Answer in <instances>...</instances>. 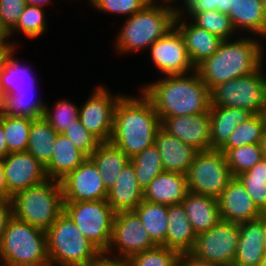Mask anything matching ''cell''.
I'll return each instance as SVG.
<instances>
[{
  "mask_svg": "<svg viewBox=\"0 0 266 266\" xmlns=\"http://www.w3.org/2000/svg\"><path fill=\"white\" fill-rule=\"evenodd\" d=\"M138 89L150 100L160 121L167 117L204 114L211 108L210 89L196 70L184 75L157 77L140 84Z\"/></svg>",
  "mask_w": 266,
  "mask_h": 266,
  "instance_id": "1",
  "label": "cell"
},
{
  "mask_svg": "<svg viewBox=\"0 0 266 266\" xmlns=\"http://www.w3.org/2000/svg\"><path fill=\"white\" fill-rule=\"evenodd\" d=\"M124 92L114 109L113 133L110 142L132 158L154 145L160 119L150 100L141 92Z\"/></svg>",
  "mask_w": 266,
  "mask_h": 266,
  "instance_id": "2",
  "label": "cell"
},
{
  "mask_svg": "<svg viewBox=\"0 0 266 266\" xmlns=\"http://www.w3.org/2000/svg\"><path fill=\"white\" fill-rule=\"evenodd\" d=\"M264 44L263 39L246 35L222 40L218 50L195 70L210 90L220 83L251 75L265 63Z\"/></svg>",
  "mask_w": 266,
  "mask_h": 266,
  "instance_id": "3",
  "label": "cell"
},
{
  "mask_svg": "<svg viewBox=\"0 0 266 266\" xmlns=\"http://www.w3.org/2000/svg\"><path fill=\"white\" fill-rule=\"evenodd\" d=\"M177 12L178 4L173 1H151L139 12L123 20L118 34L114 35L112 52L119 56L146 52L174 27Z\"/></svg>",
  "mask_w": 266,
  "mask_h": 266,
  "instance_id": "4",
  "label": "cell"
},
{
  "mask_svg": "<svg viewBox=\"0 0 266 266\" xmlns=\"http://www.w3.org/2000/svg\"><path fill=\"white\" fill-rule=\"evenodd\" d=\"M0 266H50L46 231L13 216L1 239Z\"/></svg>",
  "mask_w": 266,
  "mask_h": 266,
  "instance_id": "5",
  "label": "cell"
},
{
  "mask_svg": "<svg viewBox=\"0 0 266 266\" xmlns=\"http://www.w3.org/2000/svg\"><path fill=\"white\" fill-rule=\"evenodd\" d=\"M13 216L47 231L63 213L61 183L47 179L12 196Z\"/></svg>",
  "mask_w": 266,
  "mask_h": 266,
  "instance_id": "6",
  "label": "cell"
},
{
  "mask_svg": "<svg viewBox=\"0 0 266 266\" xmlns=\"http://www.w3.org/2000/svg\"><path fill=\"white\" fill-rule=\"evenodd\" d=\"M46 235L50 266H86L102 255L64 212Z\"/></svg>",
  "mask_w": 266,
  "mask_h": 266,
  "instance_id": "7",
  "label": "cell"
},
{
  "mask_svg": "<svg viewBox=\"0 0 266 266\" xmlns=\"http://www.w3.org/2000/svg\"><path fill=\"white\" fill-rule=\"evenodd\" d=\"M266 61V54H265ZM266 62L254 73L220 83L210 90L211 107L245 109L263 113L266 106Z\"/></svg>",
  "mask_w": 266,
  "mask_h": 266,
  "instance_id": "8",
  "label": "cell"
},
{
  "mask_svg": "<svg viewBox=\"0 0 266 266\" xmlns=\"http://www.w3.org/2000/svg\"><path fill=\"white\" fill-rule=\"evenodd\" d=\"M63 212L102 254L106 253L116 214L107 200L64 202Z\"/></svg>",
  "mask_w": 266,
  "mask_h": 266,
  "instance_id": "9",
  "label": "cell"
},
{
  "mask_svg": "<svg viewBox=\"0 0 266 266\" xmlns=\"http://www.w3.org/2000/svg\"><path fill=\"white\" fill-rule=\"evenodd\" d=\"M233 178L221 150L198 151L186 173L189 192L218 199Z\"/></svg>",
  "mask_w": 266,
  "mask_h": 266,
  "instance_id": "10",
  "label": "cell"
},
{
  "mask_svg": "<svg viewBox=\"0 0 266 266\" xmlns=\"http://www.w3.org/2000/svg\"><path fill=\"white\" fill-rule=\"evenodd\" d=\"M123 94H115L102 83L94 85L88 98L79 104L81 124L100 142H110L113 133L114 109Z\"/></svg>",
  "mask_w": 266,
  "mask_h": 266,
  "instance_id": "11",
  "label": "cell"
},
{
  "mask_svg": "<svg viewBox=\"0 0 266 266\" xmlns=\"http://www.w3.org/2000/svg\"><path fill=\"white\" fill-rule=\"evenodd\" d=\"M157 244L142 225L135 211H122L115 214L112 239L105 256L127 261L131 256L151 249Z\"/></svg>",
  "mask_w": 266,
  "mask_h": 266,
  "instance_id": "12",
  "label": "cell"
},
{
  "mask_svg": "<svg viewBox=\"0 0 266 266\" xmlns=\"http://www.w3.org/2000/svg\"><path fill=\"white\" fill-rule=\"evenodd\" d=\"M239 224L220 220L208 231L197 235L191 253L218 266H232L238 248Z\"/></svg>",
  "mask_w": 266,
  "mask_h": 266,
  "instance_id": "13",
  "label": "cell"
},
{
  "mask_svg": "<svg viewBox=\"0 0 266 266\" xmlns=\"http://www.w3.org/2000/svg\"><path fill=\"white\" fill-rule=\"evenodd\" d=\"M147 52L153 68L160 72L159 77L184 75L195 70L188 57L184 39L175 26L155 41Z\"/></svg>",
  "mask_w": 266,
  "mask_h": 266,
  "instance_id": "14",
  "label": "cell"
},
{
  "mask_svg": "<svg viewBox=\"0 0 266 266\" xmlns=\"http://www.w3.org/2000/svg\"><path fill=\"white\" fill-rule=\"evenodd\" d=\"M60 183L64 202L107 200L108 190L90 157H87Z\"/></svg>",
  "mask_w": 266,
  "mask_h": 266,
  "instance_id": "15",
  "label": "cell"
},
{
  "mask_svg": "<svg viewBox=\"0 0 266 266\" xmlns=\"http://www.w3.org/2000/svg\"><path fill=\"white\" fill-rule=\"evenodd\" d=\"M1 160L3 161L9 200L16 193L41 184L48 179L45 166L27 151L9 153Z\"/></svg>",
  "mask_w": 266,
  "mask_h": 266,
  "instance_id": "16",
  "label": "cell"
},
{
  "mask_svg": "<svg viewBox=\"0 0 266 266\" xmlns=\"http://www.w3.org/2000/svg\"><path fill=\"white\" fill-rule=\"evenodd\" d=\"M160 127L177 137L183 143L198 151L211 149V122L209 112L204 114L167 117L160 121Z\"/></svg>",
  "mask_w": 266,
  "mask_h": 266,
  "instance_id": "17",
  "label": "cell"
},
{
  "mask_svg": "<svg viewBox=\"0 0 266 266\" xmlns=\"http://www.w3.org/2000/svg\"><path fill=\"white\" fill-rule=\"evenodd\" d=\"M221 220L242 223L259 218L262 213L254 205L244 185L233 177L218 198Z\"/></svg>",
  "mask_w": 266,
  "mask_h": 266,
  "instance_id": "18",
  "label": "cell"
},
{
  "mask_svg": "<svg viewBox=\"0 0 266 266\" xmlns=\"http://www.w3.org/2000/svg\"><path fill=\"white\" fill-rule=\"evenodd\" d=\"M174 26L184 39L188 57L194 68L211 57L222 42L221 38L197 27L180 12H177Z\"/></svg>",
  "mask_w": 266,
  "mask_h": 266,
  "instance_id": "19",
  "label": "cell"
},
{
  "mask_svg": "<svg viewBox=\"0 0 266 266\" xmlns=\"http://www.w3.org/2000/svg\"><path fill=\"white\" fill-rule=\"evenodd\" d=\"M154 145L161 156L164 171L186 175L198 150L170 135L161 127L158 129Z\"/></svg>",
  "mask_w": 266,
  "mask_h": 266,
  "instance_id": "20",
  "label": "cell"
},
{
  "mask_svg": "<svg viewBox=\"0 0 266 266\" xmlns=\"http://www.w3.org/2000/svg\"><path fill=\"white\" fill-rule=\"evenodd\" d=\"M229 17L238 35L266 40V21L262 0H231Z\"/></svg>",
  "mask_w": 266,
  "mask_h": 266,
  "instance_id": "21",
  "label": "cell"
},
{
  "mask_svg": "<svg viewBox=\"0 0 266 266\" xmlns=\"http://www.w3.org/2000/svg\"><path fill=\"white\" fill-rule=\"evenodd\" d=\"M238 248L232 266H261L265 256L263 249V214L239 224Z\"/></svg>",
  "mask_w": 266,
  "mask_h": 266,
  "instance_id": "22",
  "label": "cell"
},
{
  "mask_svg": "<svg viewBox=\"0 0 266 266\" xmlns=\"http://www.w3.org/2000/svg\"><path fill=\"white\" fill-rule=\"evenodd\" d=\"M188 192L186 175L164 171L143 190V200L170 206L181 203Z\"/></svg>",
  "mask_w": 266,
  "mask_h": 266,
  "instance_id": "23",
  "label": "cell"
},
{
  "mask_svg": "<svg viewBox=\"0 0 266 266\" xmlns=\"http://www.w3.org/2000/svg\"><path fill=\"white\" fill-rule=\"evenodd\" d=\"M17 49L19 48L15 47L12 50L0 69V98L7 94H18L22 91H38L36 90L37 76L31 69L32 65L27 66L20 62L22 60L17 58L19 51Z\"/></svg>",
  "mask_w": 266,
  "mask_h": 266,
  "instance_id": "24",
  "label": "cell"
},
{
  "mask_svg": "<svg viewBox=\"0 0 266 266\" xmlns=\"http://www.w3.org/2000/svg\"><path fill=\"white\" fill-rule=\"evenodd\" d=\"M143 201V189L139 186L134 167L129 161L108 190L107 202L117 212L134 211Z\"/></svg>",
  "mask_w": 266,
  "mask_h": 266,
  "instance_id": "25",
  "label": "cell"
},
{
  "mask_svg": "<svg viewBox=\"0 0 266 266\" xmlns=\"http://www.w3.org/2000/svg\"><path fill=\"white\" fill-rule=\"evenodd\" d=\"M181 203L196 235L221 220L218 199L214 197L188 192Z\"/></svg>",
  "mask_w": 266,
  "mask_h": 266,
  "instance_id": "26",
  "label": "cell"
},
{
  "mask_svg": "<svg viewBox=\"0 0 266 266\" xmlns=\"http://www.w3.org/2000/svg\"><path fill=\"white\" fill-rule=\"evenodd\" d=\"M168 225L165 247L179 253L191 252L196 243V233L187 217L182 203L168 206Z\"/></svg>",
  "mask_w": 266,
  "mask_h": 266,
  "instance_id": "27",
  "label": "cell"
},
{
  "mask_svg": "<svg viewBox=\"0 0 266 266\" xmlns=\"http://www.w3.org/2000/svg\"><path fill=\"white\" fill-rule=\"evenodd\" d=\"M50 162L45 166L48 179L61 181L74 171L87 156L63 134L58 133Z\"/></svg>",
  "mask_w": 266,
  "mask_h": 266,
  "instance_id": "28",
  "label": "cell"
},
{
  "mask_svg": "<svg viewBox=\"0 0 266 266\" xmlns=\"http://www.w3.org/2000/svg\"><path fill=\"white\" fill-rule=\"evenodd\" d=\"M211 149L220 150L229 140L232 132L253 114L245 109L211 107Z\"/></svg>",
  "mask_w": 266,
  "mask_h": 266,
  "instance_id": "29",
  "label": "cell"
},
{
  "mask_svg": "<svg viewBox=\"0 0 266 266\" xmlns=\"http://www.w3.org/2000/svg\"><path fill=\"white\" fill-rule=\"evenodd\" d=\"M90 158L96 164L107 190L115 184L119 174L130 161V158L111 142H101Z\"/></svg>",
  "mask_w": 266,
  "mask_h": 266,
  "instance_id": "30",
  "label": "cell"
},
{
  "mask_svg": "<svg viewBox=\"0 0 266 266\" xmlns=\"http://www.w3.org/2000/svg\"><path fill=\"white\" fill-rule=\"evenodd\" d=\"M57 136L58 133L43 116L32 119L27 152L46 166L51 160Z\"/></svg>",
  "mask_w": 266,
  "mask_h": 266,
  "instance_id": "31",
  "label": "cell"
},
{
  "mask_svg": "<svg viewBox=\"0 0 266 266\" xmlns=\"http://www.w3.org/2000/svg\"><path fill=\"white\" fill-rule=\"evenodd\" d=\"M46 8L34 5H27L21 14L19 21L16 26L7 34V37L13 43V45L18 48L20 47V42L14 39V36L24 35L25 38L38 39L47 33L49 30L47 21L49 17L47 14ZM47 19V20H46ZM12 38V39H11Z\"/></svg>",
  "mask_w": 266,
  "mask_h": 266,
  "instance_id": "32",
  "label": "cell"
},
{
  "mask_svg": "<svg viewBox=\"0 0 266 266\" xmlns=\"http://www.w3.org/2000/svg\"><path fill=\"white\" fill-rule=\"evenodd\" d=\"M38 91H22L7 94L0 98V112L9 116L39 118L43 116L45 102ZM36 95V96H35Z\"/></svg>",
  "mask_w": 266,
  "mask_h": 266,
  "instance_id": "33",
  "label": "cell"
},
{
  "mask_svg": "<svg viewBox=\"0 0 266 266\" xmlns=\"http://www.w3.org/2000/svg\"><path fill=\"white\" fill-rule=\"evenodd\" d=\"M142 225L157 245L165 247L168 225V206L143 200L134 210Z\"/></svg>",
  "mask_w": 266,
  "mask_h": 266,
  "instance_id": "34",
  "label": "cell"
},
{
  "mask_svg": "<svg viewBox=\"0 0 266 266\" xmlns=\"http://www.w3.org/2000/svg\"><path fill=\"white\" fill-rule=\"evenodd\" d=\"M197 27L207 30L222 40L233 39L238 36L227 14L214 9L200 13H182Z\"/></svg>",
  "mask_w": 266,
  "mask_h": 266,
  "instance_id": "35",
  "label": "cell"
},
{
  "mask_svg": "<svg viewBox=\"0 0 266 266\" xmlns=\"http://www.w3.org/2000/svg\"><path fill=\"white\" fill-rule=\"evenodd\" d=\"M236 178L244 185L257 209L266 214V158L263 157L250 170L240 173Z\"/></svg>",
  "mask_w": 266,
  "mask_h": 266,
  "instance_id": "36",
  "label": "cell"
},
{
  "mask_svg": "<svg viewBox=\"0 0 266 266\" xmlns=\"http://www.w3.org/2000/svg\"><path fill=\"white\" fill-rule=\"evenodd\" d=\"M8 152H26L32 118L21 116H9L0 112Z\"/></svg>",
  "mask_w": 266,
  "mask_h": 266,
  "instance_id": "37",
  "label": "cell"
},
{
  "mask_svg": "<svg viewBox=\"0 0 266 266\" xmlns=\"http://www.w3.org/2000/svg\"><path fill=\"white\" fill-rule=\"evenodd\" d=\"M130 161L139 186L144 190L159 174L164 172L161 156L155 145H152L136 154Z\"/></svg>",
  "mask_w": 266,
  "mask_h": 266,
  "instance_id": "38",
  "label": "cell"
},
{
  "mask_svg": "<svg viewBox=\"0 0 266 266\" xmlns=\"http://www.w3.org/2000/svg\"><path fill=\"white\" fill-rule=\"evenodd\" d=\"M265 128L263 114H253L232 132L228 142L221 149H232L244 145L260 144Z\"/></svg>",
  "mask_w": 266,
  "mask_h": 266,
  "instance_id": "39",
  "label": "cell"
},
{
  "mask_svg": "<svg viewBox=\"0 0 266 266\" xmlns=\"http://www.w3.org/2000/svg\"><path fill=\"white\" fill-rule=\"evenodd\" d=\"M69 98H58L54 106L45 102L43 117L57 133H63L79 118V105Z\"/></svg>",
  "mask_w": 266,
  "mask_h": 266,
  "instance_id": "40",
  "label": "cell"
},
{
  "mask_svg": "<svg viewBox=\"0 0 266 266\" xmlns=\"http://www.w3.org/2000/svg\"><path fill=\"white\" fill-rule=\"evenodd\" d=\"M220 150L225 155L227 165L233 177L250 170L264 157L261 144H250L239 148Z\"/></svg>",
  "mask_w": 266,
  "mask_h": 266,
  "instance_id": "41",
  "label": "cell"
},
{
  "mask_svg": "<svg viewBox=\"0 0 266 266\" xmlns=\"http://www.w3.org/2000/svg\"><path fill=\"white\" fill-rule=\"evenodd\" d=\"M179 255L173 249L157 245L131 256L125 263L126 266H177Z\"/></svg>",
  "mask_w": 266,
  "mask_h": 266,
  "instance_id": "42",
  "label": "cell"
},
{
  "mask_svg": "<svg viewBox=\"0 0 266 266\" xmlns=\"http://www.w3.org/2000/svg\"><path fill=\"white\" fill-rule=\"evenodd\" d=\"M150 0H93L90 8L99 13L126 18L143 9Z\"/></svg>",
  "mask_w": 266,
  "mask_h": 266,
  "instance_id": "43",
  "label": "cell"
},
{
  "mask_svg": "<svg viewBox=\"0 0 266 266\" xmlns=\"http://www.w3.org/2000/svg\"><path fill=\"white\" fill-rule=\"evenodd\" d=\"M63 134L72 142V144L87 157L97 149L101 143L81 124L80 119H76L72 125L66 129Z\"/></svg>",
  "mask_w": 266,
  "mask_h": 266,
  "instance_id": "44",
  "label": "cell"
},
{
  "mask_svg": "<svg viewBox=\"0 0 266 266\" xmlns=\"http://www.w3.org/2000/svg\"><path fill=\"white\" fill-rule=\"evenodd\" d=\"M25 0H0V26L8 34L26 7Z\"/></svg>",
  "mask_w": 266,
  "mask_h": 266,
  "instance_id": "45",
  "label": "cell"
},
{
  "mask_svg": "<svg viewBox=\"0 0 266 266\" xmlns=\"http://www.w3.org/2000/svg\"><path fill=\"white\" fill-rule=\"evenodd\" d=\"M231 0H181L178 3L180 13H200L210 10H218L229 15Z\"/></svg>",
  "mask_w": 266,
  "mask_h": 266,
  "instance_id": "46",
  "label": "cell"
},
{
  "mask_svg": "<svg viewBox=\"0 0 266 266\" xmlns=\"http://www.w3.org/2000/svg\"><path fill=\"white\" fill-rule=\"evenodd\" d=\"M13 217V205L12 200L0 198V243L4 231L9 223V220Z\"/></svg>",
  "mask_w": 266,
  "mask_h": 266,
  "instance_id": "47",
  "label": "cell"
},
{
  "mask_svg": "<svg viewBox=\"0 0 266 266\" xmlns=\"http://www.w3.org/2000/svg\"><path fill=\"white\" fill-rule=\"evenodd\" d=\"M177 266H218L217 264L195 257L191 252L180 253Z\"/></svg>",
  "mask_w": 266,
  "mask_h": 266,
  "instance_id": "48",
  "label": "cell"
},
{
  "mask_svg": "<svg viewBox=\"0 0 266 266\" xmlns=\"http://www.w3.org/2000/svg\"><path fill=\"white\" fill-rule=\"evenodd\" d=\"M86 266H126V263L102 254L97 260L87 264Z\"/></svg>",
  "mask_w": 266,
  "mask_h": 266,
  "instance_id": "49",
  "label": "cell"
},
{
  "mask_svg": "<svg viewBox=\"0 0 266 266\" xmlns=\"http://www.w3.org/2000/svg\"><path fill=\"white\" fill-rule=\"evenodd\" d=\"M0 198L9 199V191L7 188L3 161L1 159H0Z\"/></svg>",
  "mask_w": 266,
  "mask_h": 266,
  "instance_id": "50",
  "label": "cell"
},
{
  "mask_svg": "<svg viewBox=\"0 0 266 266\" xmlns=\"http://www.w3.org/2000/svg\"><path fill=\"white\" fill-rule=\"evenodd\" d=\"M15 48L12 42H0V69L3 67V63L7 56Z\"/></svg>",
  "mask_w": 266,
  "mask_h": 266,
  "instance_id": "51",
  "label": "cell"
},
{
  "mask_svg": "<svg viewBox=\"0 0 266 266\" xmlns=\"http://www.w3.org/2000/svg\"><path fill=\"white\" fill-rule=\"evenodd\" d=\"M9 154L8 146L5 138L4 129L0 122V159L6 157Z\"/></svg>",
  "mask_w": 266,
  "mask_h": 266,
  "instance_id": "52",
  "label": "cell"
},
{
  "mask_svg": "<svg viewBox=\"0 0 266 266\" xmlns=\"http://www.w3.org/2000/svg\"><path fill=\"white\" fill-rule=\"evenodd\" d=\"M54 1L56 2V0H53V1L52 0H25L26 5H34V6L44 7V8L47 7L48 10L50 9V8H48V6L49 7H50V5L52 6Z\"/></svg>",
  "mask_w": 266,
  "mask_h": 266,
  "instance_id": "53",
  "label": "cell"
},
{
  "mask_svg": "<svg viewBox=\"0 0 266 266\" xmlns=\"http://www.w3.org/2000/svg\"><path fill=\"white\" fill-rule=\"evenodd\" d=\"M263 229H264V233H263V249H264V253L266 254V214H263Z\"/></svg>",
  "mask_w": 266,
  "mask_h": 266,
  "instance_id": "54",
  "label": "cell"
},
{
  "mask_svg": "<svg viewBox=\"0 0 266 266\" xmlns=\"http://www.w3.org/2000/svg\"><path fill=\"white\" fill-rule=\"evenodd\" d=\"M260 144H261L263 156L266 158V128L264 130Z\"/></svg>",
  "mask_w": 266,
  "mask_h": 266,
  "instance_id": "55",
  "label": "cell"
},
{
  "mask_svg": "<svg viewBox=\"0 0 266 266\" xmlns=\"http://www.w3.org/2000/svg\"><path fill=\"white\" fill-rule=\"evenodd\" d=\"M0 42H11L10 39L7 37V34L0 26Z\"/></svg>",
  "mask_w": 266,
  "mask_h": 266,
  "instance_id": "56",
  "label": "cell"
},
{
  "mask_svg": "<svg viewBox=\"0 0 266 266\" xmlns=\"http://www.w3.org/2000/svg\"><path fill=\"white\" fill-rule=\"evenodd\" d=\"M62 1H65V2H67V1L69 2V1H70V2L72 3V0H62ZM74 1H76V0H74ZM78 1H80V0H78ZM81 1H82V0H81ZM83 1H84L85 3L87 2L86 4L89 5V7H90L91 4H92V1H93V0H83Z\"/></svg>",
  "mask_w": 266,
  "mask_h": 266,
  "instance_id": "57",
  "label": "cell"
},
{
  "mask_svg": "<svg viewBox=\"0 0 266 266\" xmlns=\"http://www.w3.org/2000/svg\"><path fill=\"white\" fill-rule=\"evenodd\" d=\"M263 8H264V16L266 21V0H262Z\"/></svg>",
  "mask_w": 266,
  "mask_h": 266,
  "instance_id": "58",
  "label": "cell"
},
{
  "mask_svg": "<svg viewBox=\"0 0 266 266\" xmlns=\"http://www.w3.org/2000/svg\"><path fill=\"white\" fill-rule=\"evenodd\" d=\"M263 117L265 119V126H266V106L264 107V110H263Z\"/></svg>",
  "mask_w": 266,
  "mask_h": 266,
  "instance_id": "59",
  "label": "cell"
},
{
  "mask_svg": "<svg viewBox=\"0 0 266 266\" xmlns=\"http://www.w3.org/2000/svg\"><path fill=\"white\" fill-rule=\"evenodd\" d=\"M261 266H266V254H265L264 258H263V261H262V265Z\"/></svg>",
  "mask_w": 266,
  "mask_h": 266,
  "instance_id": "60",
  "label": "cell"
},
{
  "mask_svg": "<svg viewBox=\"0 0 266 266\" xmlns=\"http://www.w3.org/2000/svg\"><path fill=\"white\" fill-rule=\"evenodd\" d=\"M169 1H173L178 4L181 0H169Z\"/></svg>",
  "mask_w": 266,
  "mask_h": 266,
  "instance_id": "61",
  "label": "cell"
},
{
  "mask_svg": "<svg viewBox=\"0 0 266 266\" xmlns=\"http://www.w3.org/2000/svg\"><path fill=\"white\" fill-rule=\"evenodd\" d=\"M264 43H265V44H264V46H265V51H264V52L266 53V40L264 41Z\"/></svg>",
  "mask_w": 266,
  "mask_h": 266,
  "instance_id": "62",
  "label": "cell"
}]
</instances>
